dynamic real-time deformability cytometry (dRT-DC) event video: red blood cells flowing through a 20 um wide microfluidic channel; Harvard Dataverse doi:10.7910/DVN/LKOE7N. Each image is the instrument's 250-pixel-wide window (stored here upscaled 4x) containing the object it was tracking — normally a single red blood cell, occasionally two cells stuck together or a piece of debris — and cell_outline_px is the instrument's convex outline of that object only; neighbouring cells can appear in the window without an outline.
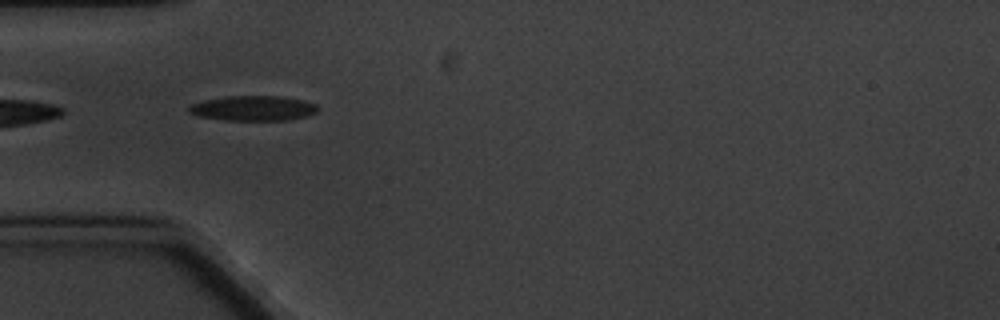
{"species": "common noctule bat (a hibernating species)", "species_latin": "Nyctalus noctula", "temperature_condition": "cold", "stored_images_in_passage": 5, "camera_frame_rate_fps": 3000, "um_per_image_px": 0.085, "animal": {"sex": "male", "body_mass_g": 20.1, "forearm_length_mm": 53.5}, "frame": {"image": 1, "passage_image": 4, "time_ms": 3.667, "image_size_px": [1000, 320], "cell_outline_px": [[316, 112], [308, 116], [288, 120], [224, 120], [200, 116], [188, 112], [188, 108], [192, 104], [204, 100], [228, 96], [280, 96], [304, 100], [316, 104]], "centroid_in_image_um": [21.53, 9.2], "position_along_channel_um": 63.5, "area_um2": 18.67}}